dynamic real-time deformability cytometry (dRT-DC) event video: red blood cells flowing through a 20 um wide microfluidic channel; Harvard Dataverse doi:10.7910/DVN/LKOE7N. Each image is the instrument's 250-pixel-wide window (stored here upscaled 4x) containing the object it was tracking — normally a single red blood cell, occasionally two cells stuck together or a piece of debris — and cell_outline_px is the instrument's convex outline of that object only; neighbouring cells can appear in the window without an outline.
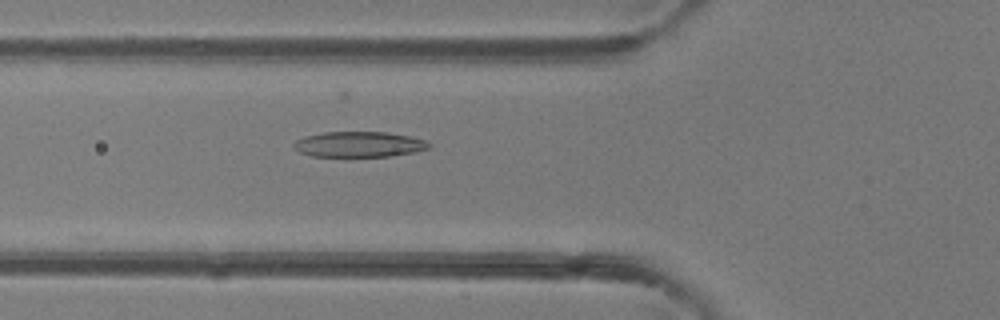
{"species": "common noctule bat (a hibernating species)", "species_latin": "Nyctalus noctula", "temperature_condition": "room temperature", "stored_images_in_passage": 7, "camera_frame_rate_fps": 3000, "um_per_image_px": 0.085, "animal": {"sex": "female"}, "frame": {"image": 1, "passage_image": 4, "time_ms": 1.0, "image_size_px": [1000, 320], "cell_outline_px": [[432, 144], [428, 148], [412, 152], [388, 156], [348, 160], [312, 156], [300, 152], [292, 148], [292, 144], [296, 140], [304, 136], [324, 132], [388, 132], [412, 136], [424, 140]], "centroid_in_image_um": [30.44, 12.31], "position_along_channel_um": 95.4, "area_um2": 21.15}}
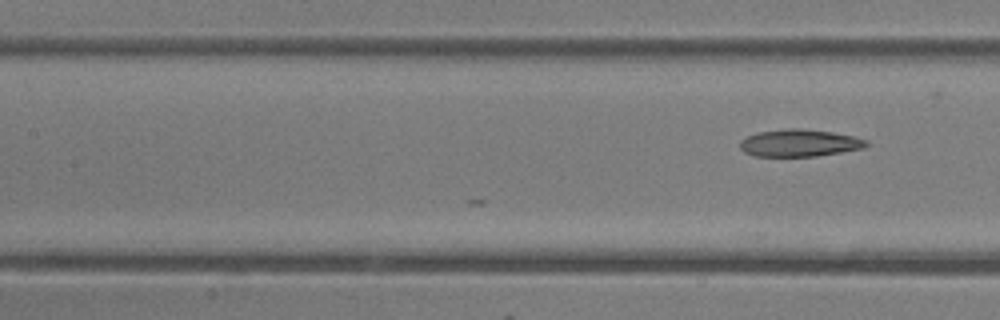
{"frame": {"image": 2, "passage_image": 7, "time_ms": 2.0, "image_size_px": [1000, 320], "cell_outline_px": [[868, 144], [864, 148], [816, 156], [752, 156], [744, 152], [740, 148], [740, 140], [748, 136], [760, 132], [788, 128], [800, 128], [832, 132], [852, 136], [868, 140]], "centroid_in_image_um": [67.94, 12.15], "position_along_channel_um": 139.5, "area_um2": 19.94}}